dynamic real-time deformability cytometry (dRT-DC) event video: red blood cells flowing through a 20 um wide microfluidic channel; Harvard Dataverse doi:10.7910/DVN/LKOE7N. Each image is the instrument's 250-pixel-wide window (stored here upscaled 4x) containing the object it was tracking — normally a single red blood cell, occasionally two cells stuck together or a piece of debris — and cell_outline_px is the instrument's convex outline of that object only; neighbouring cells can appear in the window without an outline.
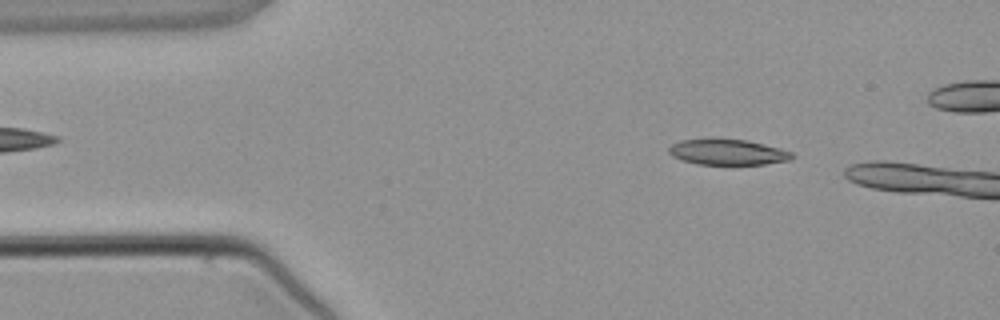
{"species": "common noctule bat (a hibernating species)", "species_latin": "Nyctalus noctula", "temperature_condition": "warm", "stored_images_in_passage": 2, "camera_frame_rate_fps": 3000, "um_per_image_px": 0.085, "animal": {"sex": "male", "body_mass_g": 21.5, "forearm_length_mm": 52.0}, "frame": {"image": 1, "passage_image": 1, "time_ms": 0.0, "image_size_px": [1000, 320], "cell_outline_px": [[796, 156], [792, 160], [764, 164], [696, 164], [680, 160], [672, 156], [668, 152], [668, 148], [672, 144], [680, 140], [744, 140], [764, 144], [780, 148], [792, 152]], "centroid_in_image_um": [61.88, 12.95], "position_along_channel_um": 23.1, "area_um2": 18.21}}